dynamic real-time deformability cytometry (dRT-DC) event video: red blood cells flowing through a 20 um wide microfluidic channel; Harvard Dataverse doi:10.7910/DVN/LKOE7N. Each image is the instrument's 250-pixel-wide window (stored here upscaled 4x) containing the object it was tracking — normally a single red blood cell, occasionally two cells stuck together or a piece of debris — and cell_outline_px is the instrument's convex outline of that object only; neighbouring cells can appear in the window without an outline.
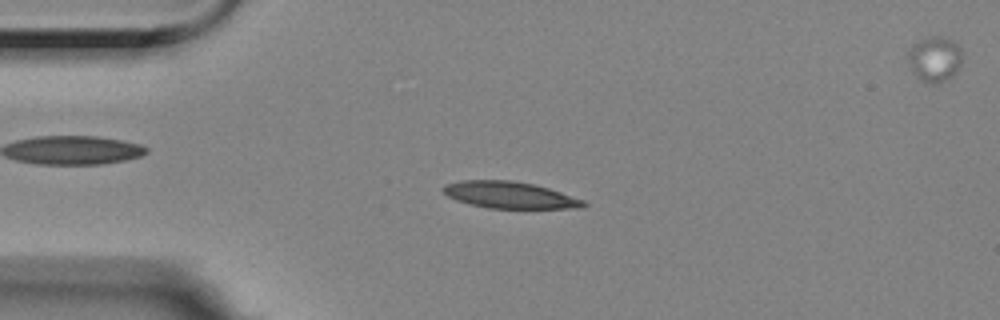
{"species": "Egyptian fruit bat (a non-hibernating species)", "species_latin": "Rousettus aegyptiacus", "temperature_condition": "room temperature", "stored_images_in_passage": 55, "camera_frame_rate_fps": 3000, "um_per_image_px": 0.085, "animal": {"sex": "female"}, "frame": {"image": 1, "passage_image": 12, "time_ms": 3.667, "image_size_px": [1000, 320], "cell_outline_px": [[588, 204], [584, 208], [488, 208], [468, 204], [456, 200], [448, 196], [444, 192], [444, 184], [460, 180], [512, 180], [532, 184], [548, 188], [584, 200]], "centroid_in_image_um": [43.32, 16.58], "position_along_channel_um": 41.7, "area_um2": 21.79}}
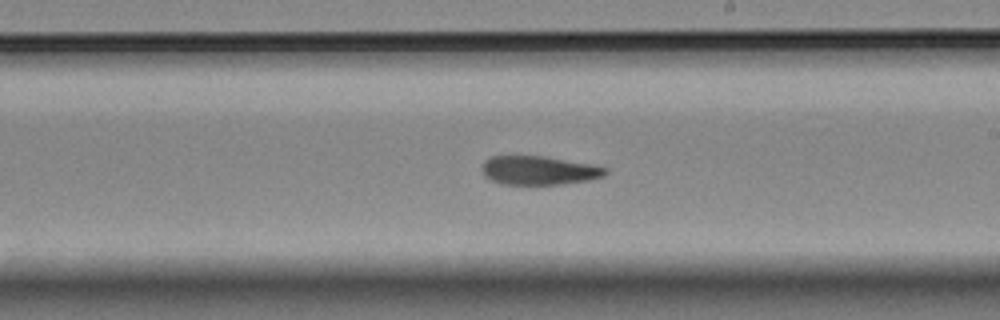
{"frame": {"image": 2, "passage_image": 31, "time_ms": 10.0, "image_size_px": [1000, 320], "cell_outline_px": [[608, 172], [604, 176], [588, 180], [560, 184], [500, 184], [484, 176], [484, 160], [492, 156], [544, 156], [588, 164], [608, 168]], "centroid_in_image_um": [45.81, 14.48], "position_along_channel_um": 243.2, "area_um2": 20.4}}
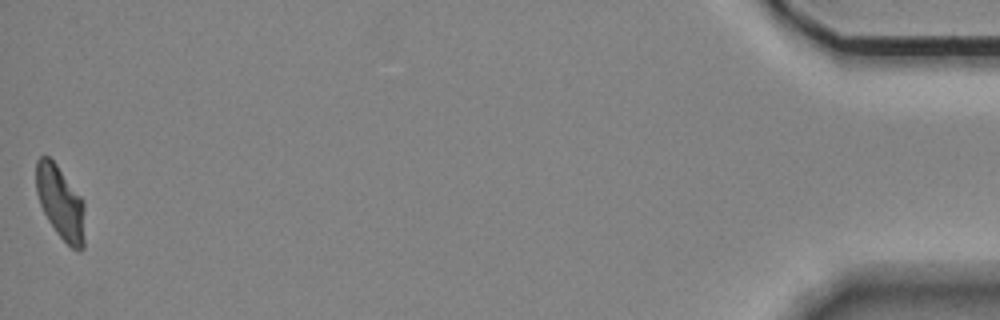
{"frame": {"image": 3, "passage_image": 55, "time_ms": 18.0, "image_size_px": [1000, 320], "cell_outline_px": [[84, 248], [80, 252], [76, 252], [56, 232], [48, 220], [40, 204], [36, 192], [36, 160], [40, 156], [48, 156], [56, 164], [84, 200]], "centroid_in_image_um": [5.15, 17.24], "position_along_channel_um": 430.0, "area_um2": 20.87}, "authors_computed_cell_mechanics": {"area_um2": 21.675, "velocity_mm_per_s": 3.5209, "shape_relaxation_time_tau1_ms": 7.7385, "shape_relaxation_time_tau2_ms": 4.0537, "deformation_change_tau1": 0.209, "deformation_change_tau2": 0.1161}}